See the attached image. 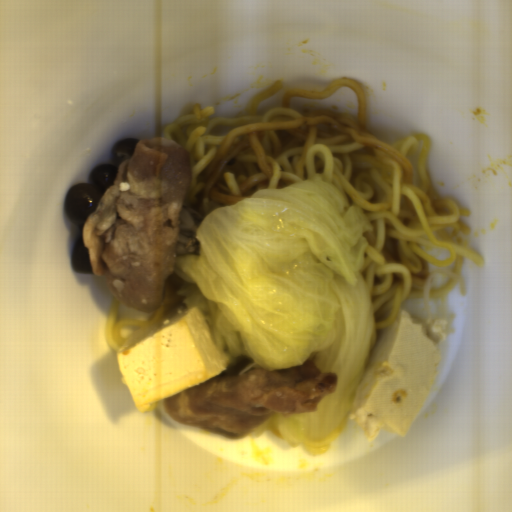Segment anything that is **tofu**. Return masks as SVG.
I'll list each match as a JSON object with an SVG mask.
<instances>
[{
  "label": "tofu",
  "mask_w": 512,
  "mask_h": 512,
  "mask_svg": "<svg viewBox=\"0 0 512 512\" xmlns=\"http://www.w3.org/2000/svg\"><path fill=\"white\" fill-rule=\"evenodd\" d=\"M116 357L121 381L141 415L230 367L197 306L138 330L121 345Z\"/></svg>",
  "instance_id": "5b9d583a"
},
{
  "label": "tofu",
  "mask_w": 512,
  "mask_h": 512,
  "mask_svg": "<svg viewBox=\"0 0 512 512\" xmlns=\"http://www.w3.org/2000/svg\"><path fill=\"white\" fill-rule=\"evenodd\" d=\"M446 318L427 315L418 319L401 311L391 347L375 374L374 388L366 404L349 411L371 444L381 430L405 439L428 399L442 354L437 342L446 338Z\"/></svg>",
  "instance_id": "ead7c124"
}]
</instances>
